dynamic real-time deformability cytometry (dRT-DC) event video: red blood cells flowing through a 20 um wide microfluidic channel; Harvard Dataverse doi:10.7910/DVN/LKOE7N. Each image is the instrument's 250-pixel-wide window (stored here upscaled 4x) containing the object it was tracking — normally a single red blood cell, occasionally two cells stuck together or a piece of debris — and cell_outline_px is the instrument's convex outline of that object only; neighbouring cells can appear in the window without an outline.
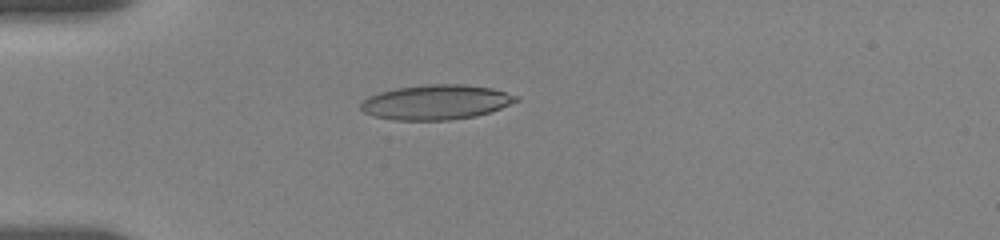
{"species": "human", "species_latin": "Homo sapiens", "temperature_condition": "room temperature", "stored_images_in_passage": 60, "camera_frame_rate_fps": 3000, "um_per_image_px": 0.085, "donor": {"sex": "female"}, "frame": {"image": 1, "passage_image": 13, "time_ms": 5.0, "image_size_px": [1000, 240], "cell_outline_px": [[520, 100], [500, 108], [476, 116], [448, 120], [396, 120], [376, 116], [364, 112], [360, 108], [360, 104], [368, 96], [380, 92], [396, 88], [432, 84], [464, 84], [492, 88], [520, 96]], "centroid_in_image_um": [37.09, 8.68], "position_along_channel_um": 47.9, "area_um2": 31.39}}
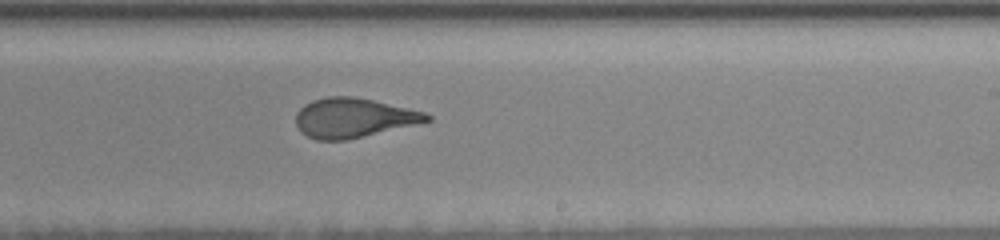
{"frame": {"image": 2, "passage_image": 34, "time_ms": 11.333, "image_size_px": [1000, 240], "cell_outline_px": [[432, 120], [344, 140], [316, 140], [300, 132], [296, 124], [296, 112], [304, 104], [312, 100], [328, 96], [352, 96], [372, 100], [424, 112], [432, 116]], "centroid_in_image_um": [29.98, 10.01], "position_along_channel_um": 259.0, "area_um2": 29.71}}
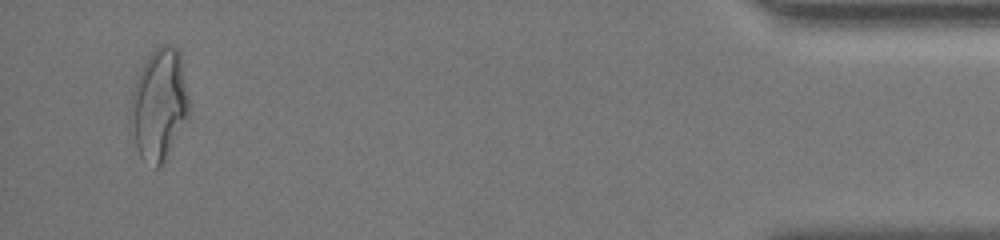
{"frame": {"image": 3, "passage_image": 57, "time_ms": 17.667, "image_size_px": [1000, 240], "cell_outline_px": [[188, 116], [160, 164], [156, 168], [140, 156], [128, 120], [132, 96], [136, 80], [148, 56], [160, 44], [168, 44], [176, 48], [180, 52], [188, 96]], "centroid_in_image_um": [13.5, 8.82], "position_along_channel_um": 421.7, "area_um2": 36.99}, "authors_computed_cell_mechanics": {"area_um2": 30.7496, "velocity_mm_per_s": 3.6513, "shape_relaxation_time_tau1_ms": 7.6197, "shape_relaxation_time_tau2_ms": 1.2583, "deformation_change_tau1": 0.2605, "deformation_change_tau2": 0.0958}}